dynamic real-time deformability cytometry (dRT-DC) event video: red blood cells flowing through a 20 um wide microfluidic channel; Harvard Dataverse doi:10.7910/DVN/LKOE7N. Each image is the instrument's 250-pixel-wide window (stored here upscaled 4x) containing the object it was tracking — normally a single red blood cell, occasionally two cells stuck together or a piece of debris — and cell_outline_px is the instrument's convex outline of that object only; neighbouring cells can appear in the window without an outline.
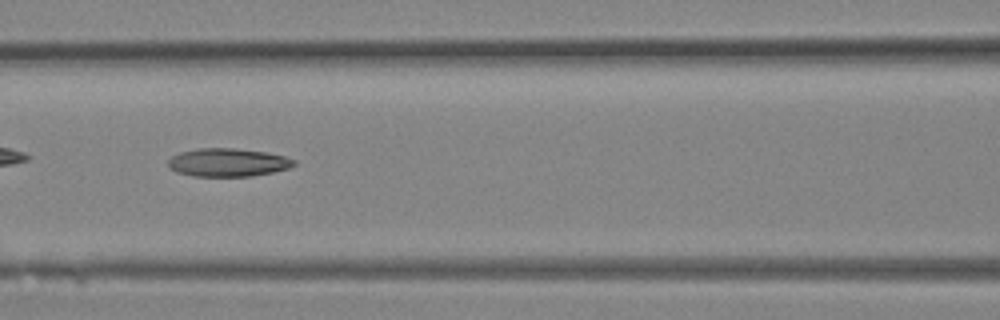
{"species": "Egyptian fruit bat (a non-hibernating species)", "species_latin": "Rousettus aegyptiacus", "temperature_condition": "room temperature", "stored_images_in_passage": 12, "camera_frame_rate_fps": 3000, "um_per_image_px": 0.085, "animal": {"sex": "female"}, "frame": {"image": 1, "passage_image": 7, "time_ms": 2.0, "image_size_px": [1000, 320], "cell_outline_px": [[296, 164], [288, 168], [272, 172], [252, 176], [192, 176], [176, 172], [168, 164], [168, 160], [172, 156], [180, 152], [200, 148], [236, 148], [264, 152], [284, 156], [296, 160]], "centroid_in_image_um": [19.37, 13.81], "position_along_channel_um": 147.2, "area_um2": 20.58}}
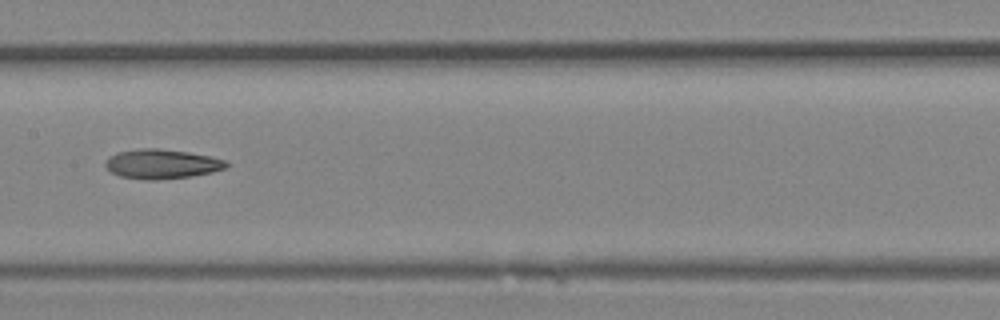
{"frame": {"image": 2, "passage_image": 9, "time_ms": 2.667, "image_size_px": [1000, 320], "cell_outline_px": [[228, 164], [224, 168], [212, 172], [192, 176], [156, 180], [144, 180], [120, 176], [112, 172], [104, 164], [104, 160], [108, 156], [116, 152], [140, 148], [156, 148], [188, 152], [212, 156], [228, 160]], "centroid_in_image_um": [13.74, 13.93], "position_along_channel_um": 193.7, "area_um2": 20.98}}
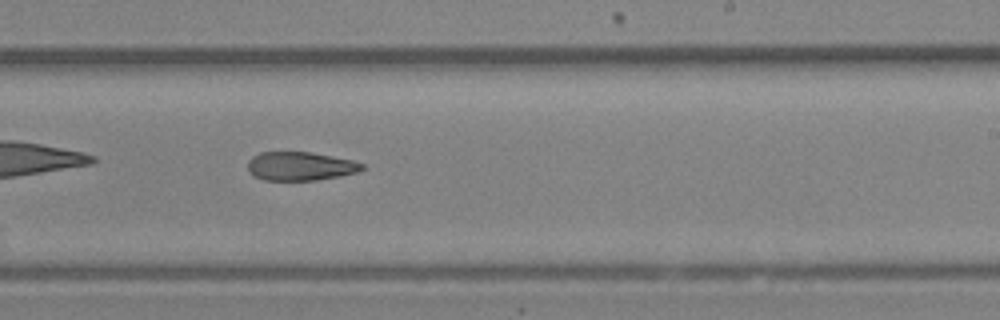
{"frame": {"image": 3, "passage_image": 12, "time_ms": 3.667, "image_size_px": [1000, 320], "cell_outline_px": [[368, 168], [356, 172], [340, 176], [316, 180], [264, 180], [252, 176], [248, 172], [248, 160], [252, 156], [260, 152], [308, 152], [352, 160], [364, 164]], "centroid_in_image_um": [25.5, 14.13], "position_along_channel_um": 263.5, "area_um2": 19.19}}